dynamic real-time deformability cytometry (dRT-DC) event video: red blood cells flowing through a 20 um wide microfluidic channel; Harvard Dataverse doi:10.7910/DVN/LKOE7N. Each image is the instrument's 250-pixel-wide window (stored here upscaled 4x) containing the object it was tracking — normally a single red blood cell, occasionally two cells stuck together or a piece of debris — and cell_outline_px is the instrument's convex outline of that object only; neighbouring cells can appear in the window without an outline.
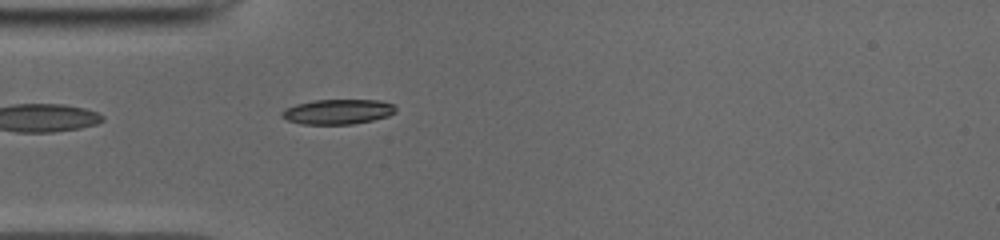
{"species": "common noctule bat (a hibernating species)", "species_latin": "Nyctalus noctula", "temperature_condition": "cold", "stored_images_in_passage": 37, "camera_frame_rate_fps": 3000, "um_per_image_px": 0.085, "animal": {"sex": "male", "body_mass_g": 19.0, "forearm_length_mm": 50.8}, "frame": {"image": 1, "passage_image": 1, "time_ms": 0.0, "image_size_px": [1000, 240], "cell_outline_px": [[396, 112], [388, 116], [372, 120], [352, 124], [300, 124], [288, 120], [280, 116], [280, 112], [284, 108], [296, 104], [316, 100], [380, 100], [392, 104], [396, 108]], "centroid_in_image_um": [28.68, 9.49], "position_along_channel_um": 56.3, "area_um2": 16.59}}
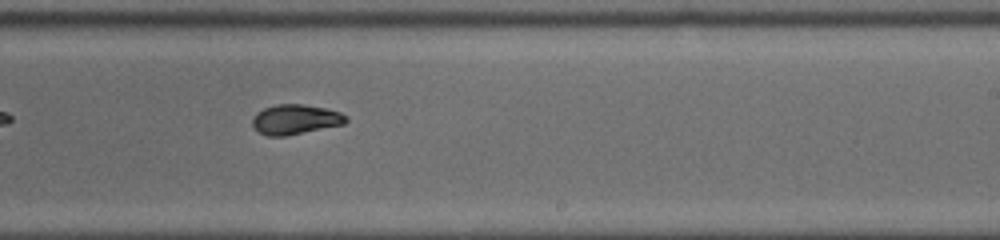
{"frame": {"image": 2, "passage_image": 17, "time_ms": 5.333, "image_size_px": [1000, 240], "cell_outline_px": [[348, 120], [344, 124], [284, 136], [268, 136], [252, 128], [252, 120], [256, 112], [264, 108], [276, 104], [300, 104], [324, 108], [340, 112], [348, 116]], "centroid_in_image_um": [25.08, 10.15], "position_along_channel_um": 263.9, "area_um2": 16.24}}
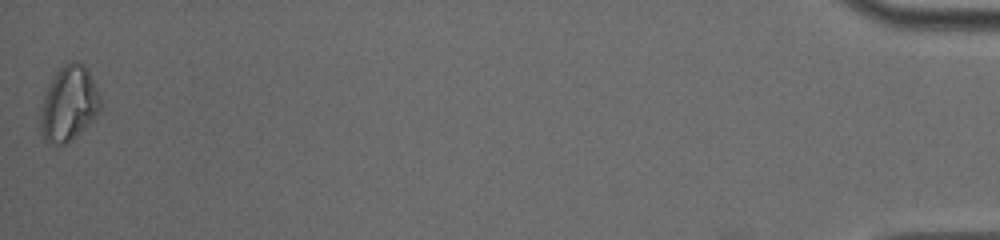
{"frame": {"image": 3, "passage_image": 37, "time_ms": 12.0, "image_size_px": [1000, 240], "cell_outline_px": [[100, 112], [68, 144], [56, 148], [44, 140], [40, 132], [40, 108], [44, 96], [56, 72], [64, 64], [72, 60], [80, 60], [88, 68], [100, 96]], "centroid_in_image_um": [5.84, 8.85], "position_along_channel_um": 429.4, "area_um2": 26.65}, "authors_computed_cell_mechanics": {"area_um2": 16.7042, "velocity_mm_per_s": 3.9529, "shape_relaxation_time_tau1_ms": 4.2185, "shape_relaxation_time_tau2_ms": 2.6112, "deformation_change_tau1": 0.166, "deformation_change_tau2": 0.039}}